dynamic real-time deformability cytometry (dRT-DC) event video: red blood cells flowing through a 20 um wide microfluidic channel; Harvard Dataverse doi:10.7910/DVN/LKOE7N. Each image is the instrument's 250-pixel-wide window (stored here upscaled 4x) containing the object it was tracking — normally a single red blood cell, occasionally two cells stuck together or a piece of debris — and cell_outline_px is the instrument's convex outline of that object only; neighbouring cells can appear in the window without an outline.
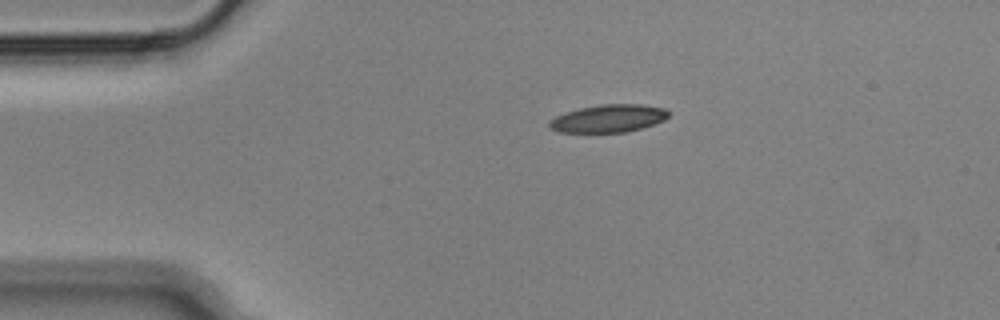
{"species": "Egyptian fruit bat (a non-hibernating species)", "species_latin": "Rousettus aegyptiacus", "temperature_condition": "cold", "stored_images_in_passage": 5, "camera_frame_rate_fps": 3000, "um_per_image_px": 0.085, "animal": {"sex": "male"}, "frame": {"image": 1, "passage_image": 1, "time_ms": 0.0, "image_size_px": [1000, 320], "cell_outline_px": [[668, 116], [664, 120], [628, 132], [560, 132], [548, 128], [548, 124], [556, 116], [580, 108], [600, 104], [640, 104], [664, 108], [668, 112]], "centroid_in_image_um": [51.71, 10.07], "position_along_channel_um": 33.3, "area_um2": 19.02}}
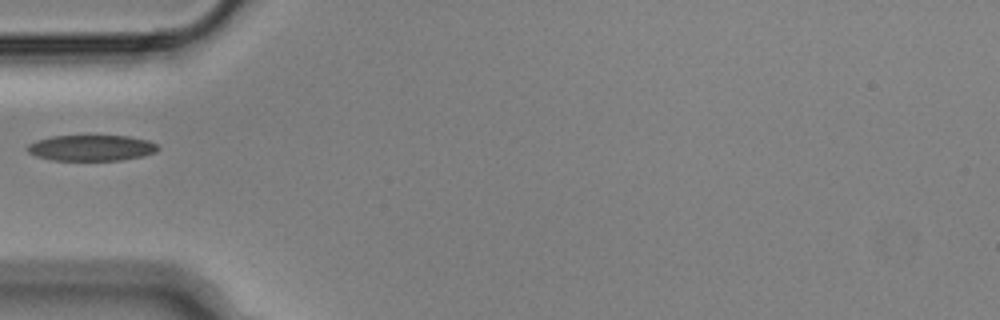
{"frame": {"image": 2, "passage_image": 3, "time_ms": 0.667, "image_size_px": [1000, 320], "cell_outline_px": [[160, 148], [156, 152], [144, 156], [120, 160], [52, 160], [36, 156], [28, 152], [28, 144], [36, 140], [52, 136], [128, 136], [148, 140], [160, 144]], "centroid_in_image_um": [7.82, 12.57], "position_along_channel_um": 77.2, "area_um2": 19.77}}